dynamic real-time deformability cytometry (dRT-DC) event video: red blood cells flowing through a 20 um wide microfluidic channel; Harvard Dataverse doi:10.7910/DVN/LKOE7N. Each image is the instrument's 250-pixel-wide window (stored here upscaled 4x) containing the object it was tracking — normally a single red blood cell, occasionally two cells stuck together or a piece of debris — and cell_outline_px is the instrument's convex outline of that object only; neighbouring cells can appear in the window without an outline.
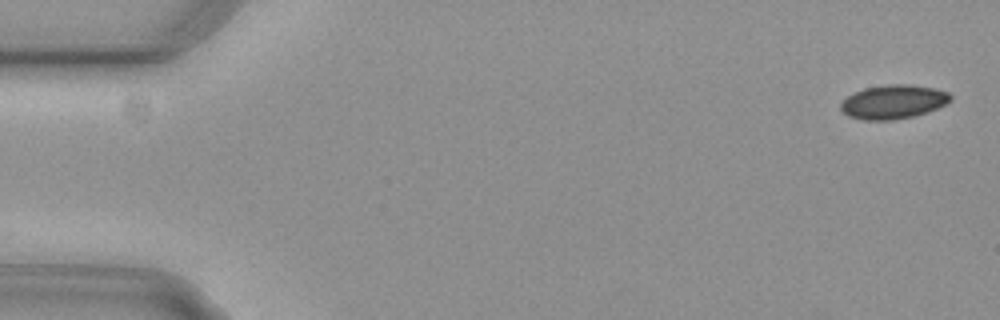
{"species": "common noctule bat (a hibernating species)", "species_latin": "Nyctalus noctula", "temperature_condition": "cold", "stored_images_in_passage": 6, "camera_frame_rate_fps": 3000, "um_per_image_px": 0.085, "animal": {"sex": "female", "body_mass_g": 29.2, "forearm_length_mm": 56.3}, "frame": {"image": 1, "passage_image": 1, "time_ms": 0.0, "image_size_px": [1000, 320], "cell_outline_px": [[952, 100], [936, 108], [912, 116], [892, 120], [860, 120], [848, 116], [840, 108], [840, 104], [848, 96], [864, 88], [888, 84], [908, 84], [932, 88], [948, 92], [952, 96]], "centroid_in_image_um": [75.91, 8.65], "position_along_channel_um": 9.1, "area_um2": 21.44}}